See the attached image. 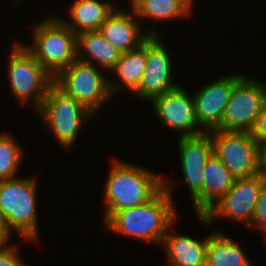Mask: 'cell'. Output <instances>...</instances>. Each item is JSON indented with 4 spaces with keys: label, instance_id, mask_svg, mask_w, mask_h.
<instances>
[{
    "label": "cell",
    "instance_id": "obj_5",
    "mask_svg": "<svg viewBox=\"0 0 266 266\" xmlns=\"http://www.w3.org/2000/svg\"><path fill=\"white\" fill-rule=\"evenodd\" d=\"M213 153L235 179L251 177L263 171V151L250 132L212 130Z\"/></svg>",
    "mask_w": 266,
    "mask_h": 266
},
{
    "label": "cell",
    "instance_id": "obj_6",
    "mask_svg": "<svg viewBox=\"0 0 266 266\" xmlns=\"http://www.w3.org/2000/svg\"><path fill=\"white\" fill-rule=\"evenodd\" d=\"M67 150L76 141L81 123L94 114L53 83L36 110ZM83 120V121H82Z\"/></svg>",
    "mask_w": 266,
    "mask_h": 266
},
{
    "label": "cell",
    "instance_id": "obj_19",
    "mask_svg": "<svg viewBox=\"0 0 266 266\" xmlns=\"http://www.w3.org/2000/svg\"><path fill=\"white\" fill-rule=\"evenodd\" d=\"M146 68V40L142 45L133 50L121 53L120 58L116 61L112 71L118 75L121 80V85L111 83L109 87L111 94H114L120 88L128 87L130 91L134 92L141 81L142 75Z\"/></svg>",
    "mask_w": 266,
    "mask_h": 266
},
{
    "label": "cell",
    "instance_id": "obj_11",
    "mask_svg": "<svg viewBox=\"0 0 266 266\" xmlns=\"http://www.w3.org/2000/svg\"><path fill=\"white\" fill-rule=\"evenodd\" d=\"M178 142L181 170L189 187L193 206L199 216L202 215L204 167L213 153L211 135L207 132L195 137H179Z\"/></svg>",
    "mask_w": 266,
    "mask_h": 266
},
{
    "label": "cell",
    "instance_id": "obj_26",
    "mask_svg": "<svg viewBox=\"0 0 266 266\" xmlns=\"http://www.w3.org/2000/svg\"><path fill=\"white\" fill-rule=\"evenodd\" d=\"M17 246L0 247V266H24Z\"/></svg>",
    "mask_w": 266,
    "mask_h": 266
},
{
    "label": "cell",
    "instance_id": "obj_15",
    "mask_svg": "<svg viewBox=\"0 0 266 266\" xmlns=\"http://www.w3.org/2000/svg\"><path fill=\"white\" fill-rule=\"evenodd\" d=\"M134 16H136L135 13L131 15L115 9L100 27L103 36L121 53L133 51L139 48L150 35H157V32L153 31L139 34V24L134 20Z\"/></svg>",
    "mask_w": 266,
    "mask_h": 266
},
{
    "label": "cell",
    "instance_id": "obj_18",
    "mask_svg": "<svg viewBox=\"0 0 266 266\" xmlns=\"http://www.w3.org/2000/svg\"><path fill=\"white\" fill-rule=\"evenodd\" d=\"M114 10L111 3L98 0H75L69 8L73 22L64 21V23L76 35L87 31H98Z\"/></svg>",
    "mask_w": 266,
    "mask_h": 266
},
{
    "label": "cell",
    "instance_id": "obj_16",
    "mask_svg": "<svg viewBox=\"0 0 266 266\" xmlns=\"http://www.w3.org/2000/svg\"><path fill=\"white\" fill-rule=\"evenodd\" d=\"M169 266H205L208 237L198 241L184 235L168 234L163 238Z\"/></svg>",
    "mask_w": 266,
    "mask_h": 266
},
{
    "label": "cell",
    "instance_id": "obj_2",
    "mask_svg": "<svg viewBox=\"0 0 266 266\" xmlns=\"http://www.w3.org/2000/svg\"><path fill=\"white\" fill-rule=\"evenodd\" d=\"M112 164L105 188L104 221L116 211L147 203L163 188V179L149 170L117 159Z\"/></svg>",
    "mask_w": 266,
    "mask_h": 266
},
{
    "label": "cell",
    "instance_id": "obj_8",
    "mask_svg": "<svg viewBox=\"0 0 266 266\" xmlns=\"http://www.w3.org/2000/svg\"><path fill=\"white\" fill-rule=\"evenodd\" d=\"M8 65L9 81L14 95L23 103L33 99L34 108L37 110L49 87L54 83V77L25 48V45L18 43L11 51Z\"/></svg>",
    "mask_w": 266,
    "mask_h": 266
},
{
    "label": "cell",
    "instance_id": "obj_21",
    "mask_svg": "<svg viewBox=\"0 0 266 266\" xmlns=\"http://www.w3.org/2000/svg\"><path fill=\"white\" fill-rule=\"evenodd\" d=\"M84 51L88 56L90 55V58L96 60L100 67L110 71L121 55V52L103 36L100 30L77 35V55H84Z\"/></svg>",
    "mask_w": 266,
    "mask_h": 266
},
{
    "label": "cell",
    "instance_id": "obj_3",
    "mask_svg": "<svg viewBox=\"0 0 266 266\" xmlns=\"http://www.w3.org/2000/svg\"><path fill=\"white\" fill-rule=\"evenodd\" d=\"M34 45L25 48L55 78L77 59V35L60 19L37 24Z\"/></svg>",
    "mask_w": 266,
    "mask_h": 266
},
{
    "label": "cell",
    "instance_id": "obj_28",
    "mask_svg": "<svg viewBox=\"0 0 266 266\" xmlns=\"http://www.w3.org/2000/svg\"><path fill=\"white\" fill-rule=\"evenodd\" d=\"M263 171L266 173V149L263 150Z\"/></svg>",
    "mask_w": 266,
    "mask_h": 266
},
{
    "label": "cell",
    "instance_id": "obj_14",
    "mask_svg": "<svg viewBox=\"0 0 266 266\" xmlns=\"http://www.w3.org/2000/svg\"><path fill=\"white\" fill-rule=\"evenodd\" d=\"M241 77L238 74L222 77L193 95L196 119L206 133L220 125L233 87Z\"/></svg>",
    "mask_w": 266,
    "mask_h": 266
},
{
    "label": "cell",
    "instance_id": "obj_17",
    "mask_svg": "<svg viewBox=\"0 0 266 266\" xmlns=\"http://www.w3.org/2000/svg\"><path fill=\"white\" fill-rule=\"evenodd\" d=\"M203 173L202 215L229 191L235 181L214 153L207 160Z\"/></svg>",
    "mask_w": 266,
    "mask_h": 266
},
{
    "label": "cell",
    "instance_id": "obj_20",
    "mask_svg": "<svg viewBox=\"0 0 266 266\" xmlns=\"http://www.w3.org/2000/svg\"><path fill=\"white\" fill-rule=\"evenodd\" d=\"M205 266H252L231 238L215 232L208 236Z\"/></svg>",
    "mask_w": 266,
    "mask_h": 266
},
{
    "label": "cell",
    "instance_id": "obj_27",
    "mask_svg": "<svg viewBox=\"0 0 266 266\" xmlns=\"http://www.w3.org/2000/svg\"><path fill=\"white\" fill-rule=\"evenodd\" d=\"M11 231L6 218L0 211V247H5L6 243L9 241L8 238L10 239Z\"/></svg>",
    "mask_w": 266,
    "mask_h": 266
},
{
    "label": "cell",
    "instance_id": "obj_22",
    "mask_svg": "<svg viewBox=\"0 0 266 266\" xmlns=\"http://www.w3.org/2000/svg\"><path fill=\"white\" fill-rule=\"evenodd\" d=\"M193 0H132L131 10L137 17L162 21L189 14Z\"/></svg>",
    "mask_w": 266,
    "mask_h": 266
},
{
    "label": "cell",
    "instance_id": "obj_1",
    "mask_svg": "<svg viewBox=\"0 0 266 266\" xmlns=\"http://www.w3.org/2000/svg\"><path fill=\"white\" fill-rule=\"evenodd\" d=\"M172 185L163 180V188L147 203L114 212L106 228L140 241L161 243L176 218L172 203Z\"/></svg>",
    "mask_w": 266,
    "mask_h": 266
},
{
    "label": "cell",
    "instance_id": "obj_7",
    "mask_svg": "<svg viewBox=\"0 0 266 266\" xmlns=\"http://www.w3.org/2000/svg\"><path fill=\"white\" fill-rule=\"evenodd\" d=\"M54 83L93 114L112 96L108 79L83 55H77V59L54 78Z\"/></svg>",
    "mask_w": 266,
    "mask_h": 266
},
{
    "label": "cell",
    "instance_id": "obj_9",
    "mask_svg": "<svg viewBox=\"0 0 266 266\" xmlns=\"http://www.w3.org/2000/svg\"><path fill=\"white\" fill-rule=\"evenodd\" d=\"M265 105L266 86L242 76L233 87L221 123L216 129L251 133Z\"/></svg>",
    "mask_w": 266,
    "mask_h": 266
},
{
    "label": "cell",
    "instance_id": "obj_4",
    "mask_svg": "<svg viewBox=\"0 0 266 266\" xmlns=\"http://www.w3.org/2000/svg\"><path fill=\"white\" fill-rule=\"evenodd\" d=\"M36 179L15 177L0 181V211L9 228L37 240ZM37 238V239H36Z\"/></svg>",
    "mask_w": 266,
    "mask_h": 266
},
{
    "label": "cell",
    "instance_id": "obj_23",
    "mask_svg": "<svg viewBox=\"0 0 266 266\" xmlns=\"http://www.w3.org/2000/svg\"><path fill=\"white\" fill-rule=\"evenodd\" d=\"M22 157V149L13 137L0 134V181L15 178Z\"/></svg>",
    "mask_w": 266,
    "mask_h": 266
},
{
    "label": "cell",
    "instance_id": "obj_13",
    "mask_svg": "<svg viewBox=\"0 0 266 266\" xmlns=\"http://www.w3.org/2000/svg\"><path fill=\"white\" fill-rule=\"evenodd\" d=\"M151 103L160 122L175 131L178 130L177 132H182L180 137H195L206 133L202 129L198 131L199 123L195 115L193 96L188 97L182 87L178 86L154 97Z\"/></svg>",
    "mask_w": 266,
    "mask_h": 266
},
{
    "label": "cell",
    "instance_id": "obj_12",
    "mask_svg": "<svg viewBox=\"0 0 266 266\" xmlns=\"http://www.w3.org/2000/svg\"><path fill=\"white\" fill-rule=\"evenodd\" d=\"M159 36L150 35L146 39V68L138 88L134 91L138 97L151 101L179 85L171 83V58Z\"/></svg>",
    "mask_w": 266,
    "mask_h": 266
},
{
    "label": "cell",
    "instance_id": "obj_24",
    "mask_svg": "<svg viewBox=\"0 0 266 266\" xmlns=\"http://www.w3.org/2000/svg\"><path fill=\"white\" fill-rule=\"evenodd\" d=\"M252 225H256L266 235V180L261 187L250 227Z\"/></svg>",
    "mask_w": 266,
    "mask_h": 266
},
{
    "label": "cell",
    "instance_id": "obj_10",
    "mask_svg": "<svg viewBox=\"0 0 266 266\" xmlns=\"http://www.w3.org/2000/svg\"><path fill=\"white\" fill-rule=\"evenodd\" d=\"M266 173L262 171L251 177L235 179L229 191L217 201L204 215H199L205 224H211L216 217L239 220L250 227L255 206Z\"/></svg>",
    "mask_w": 266,
    "mask_h": 266
},
{
    "label": "cell",
    "instance_id": "obj_25",
    "mask_svg": "<svg viewBox=\"0 0 266 266\" xmlns=\"http://www.w3.org/2000/svg\"><path fill=\"white\" fill-rule=\"evenodd\" d=\"M253 139L259 148L263 151L266 149V105L257 117L255 129L251 132Z\"/></svg>",
    "mask_w": 266,
    "mask_h": 266
}]
</instances>
